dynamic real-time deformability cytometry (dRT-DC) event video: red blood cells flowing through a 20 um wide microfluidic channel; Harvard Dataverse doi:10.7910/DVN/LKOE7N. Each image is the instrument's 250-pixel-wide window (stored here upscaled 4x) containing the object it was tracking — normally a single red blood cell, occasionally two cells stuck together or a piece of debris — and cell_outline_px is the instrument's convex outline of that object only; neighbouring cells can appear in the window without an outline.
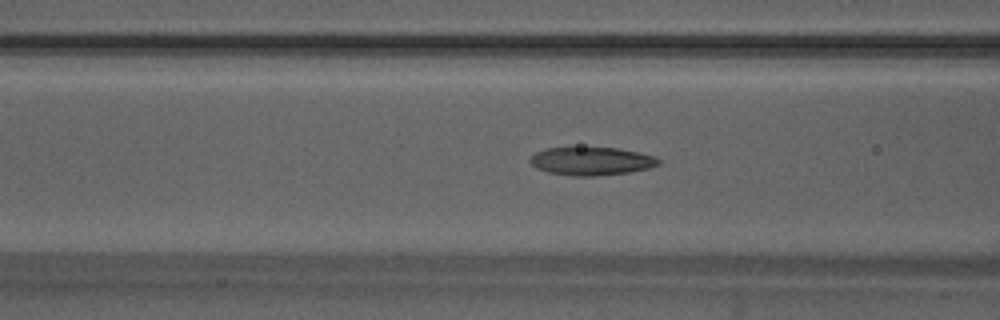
{"species": "Egyptian fruit bat (a non-hibernating species)", "species_latin": "Rousettus aegyptiacus", "temperature_condition": "warm", "stored_images_in_passage": 16, "camera_frame_rate_fps": 3000, "um_per_image_px": 0.085, "animal": {"sex": "male"}, "frame": {"image": 1, "passage_image": 14, "time_ms": 4.333, "image_size_px": [1000, 320], "cell_outline_px": [[660, 164], [648, 168], [628, 172], [596, 176], [572, 176], [548, 172], [536, 168], [528, 160], [536, 152], [548, 148], [616, 148], [656, 156], [660, 160]], "centroid_in_image_um": [50.27, 13.7], "position_along_channel_um": 116.3, "area_um2": 20.87}}